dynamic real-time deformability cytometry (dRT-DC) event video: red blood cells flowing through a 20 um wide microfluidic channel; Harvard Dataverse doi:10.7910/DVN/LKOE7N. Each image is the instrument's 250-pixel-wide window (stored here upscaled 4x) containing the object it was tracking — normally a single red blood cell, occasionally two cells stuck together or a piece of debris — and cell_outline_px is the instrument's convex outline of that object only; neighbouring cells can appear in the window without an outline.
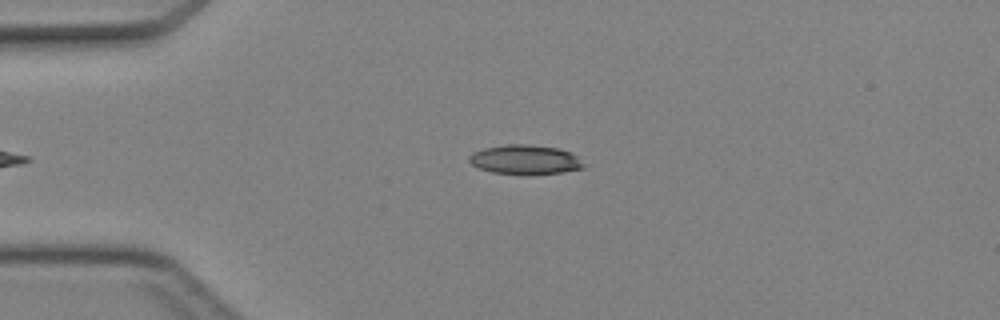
{"species": "Egyptian fruit bat (a non-hibernating species)", "species_latin": "Rousettus aegyptiacus", "temperature_condition": "cold", "stored_images_in_passage": 32, "camera_frame_rate_fps": 3000, "um_per_image_px": 0.085, "animal": {"sex": "female"}, "frame": {"image": 1, "passage_image": 2, "time_ms": 0.333, "image_size_px": [1000, 320], "cell_outline_px": [[584, 168], [560, 172], [492, 172], [480, 168], [472, 164], [468, 160], [468, 156], [472, 152], [484, 148], [508, 144], [528, 144], [560, 148], [572, 152], [584, 164]], "centroid_in_image_um": [44.62, 13.52], "position_along_channel_um": 40.4, "area_um2": 18.96}}
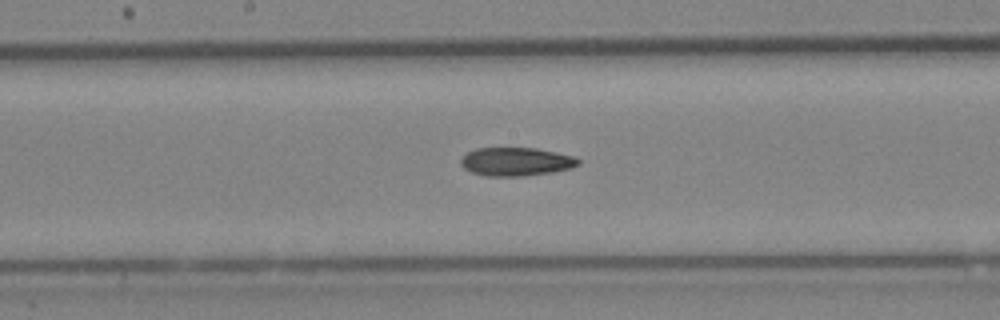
{"frame": {"image": 2, "passage_image": 15, "time_ms": 4.667, "image_size_px": [1000, 320], "cell_outline_px": [[580, 164], [572, 168], [552, 172], [524, 176], [488, 176], [472, 172], [464, 168], [460, 164], [460, 160], [468, 152], [476, 148], [536, 148], [576, 156], [580, 160]], "centroid_in_image_um": [43.9, 13.74], "position_along_channel_um": 204.3, "area_um2": 19.54}}
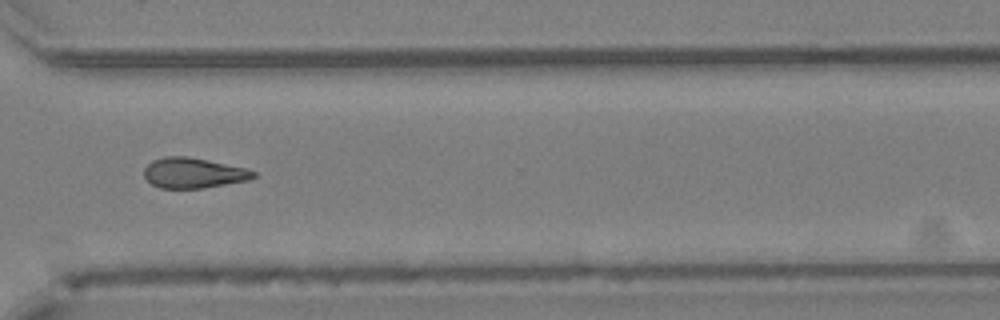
{"frame": {"image": 3, "passage_image": 25, "time_ms": 8.0, "image_size_px": [1000, 320], "cell_outline_px": [[256, 176], [248, 180], [204, 188], [160, 188], [152, 184], [144, 176], [144, 168], [152, 160], [164, 156], [188, 156], [248, 168], [256, 172]], "centroid_in_image_um": [16.45, 14.69], "position_along_channel_um": 354.2, "area_um2": 19.42}}